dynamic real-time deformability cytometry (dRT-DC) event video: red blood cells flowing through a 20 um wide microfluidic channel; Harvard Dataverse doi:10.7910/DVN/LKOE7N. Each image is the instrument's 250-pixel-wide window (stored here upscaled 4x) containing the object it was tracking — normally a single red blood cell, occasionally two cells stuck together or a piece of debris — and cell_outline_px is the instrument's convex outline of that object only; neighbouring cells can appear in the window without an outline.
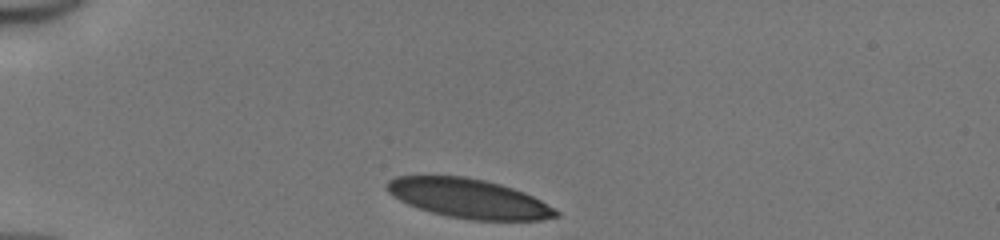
{"species": "human", "species_latin": "Homo sapiens", "temperature_condition": "cold", "stored_images_in_passage": 30, "camera_frame_rate_fps": 3000, "um_per_image_px": 0.085, "donor": {"sex": "male"}, "frame": {"image": 1, "passage_image": 1, "time_ms": 0.0, "image_size_px": [1000, 240], "cell_outline_px": [[560, 216], [540, 220], [472, 220], [448, 216], [432, 212], [408, 204], [400, 200], [388, 192], [384, 188], [384, 184], [388, 180], [396, 176], [464, 176], [484, 180], [500, 184], [524, 192], [540, 200], [560, 212]], "centroid_in_image_um": [39.82, 16.86], "position_along_channel_um": 45.2, "area_um2": 38.55}}
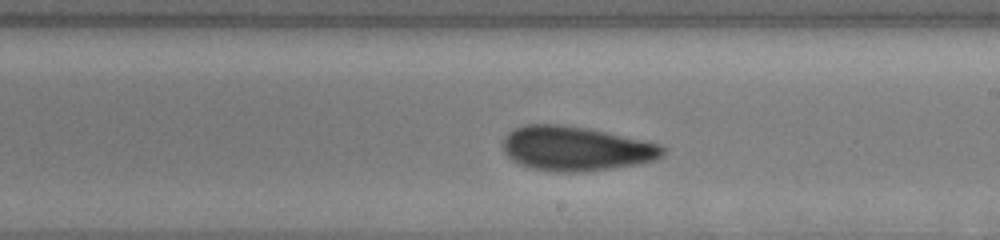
{"frame": {"image": 2, "passage_image": 18, "time_ms": 5.667, "image_size_px": [1000, 240], "cell_outline_px": [[668, 148], [664, 156], [656, 160], [640, 164], [584, 172], [552, 172], [532, 168], [520, 164], [512, 160], [504, 152], [500, 140], [512, 128], [524, 124], [556, 124], [588, 128], [660, 144]], "centroid_in_image_um": [48.94, 12.63], "position_along_channel_um": 240.1, "area_um2": 42.02}}
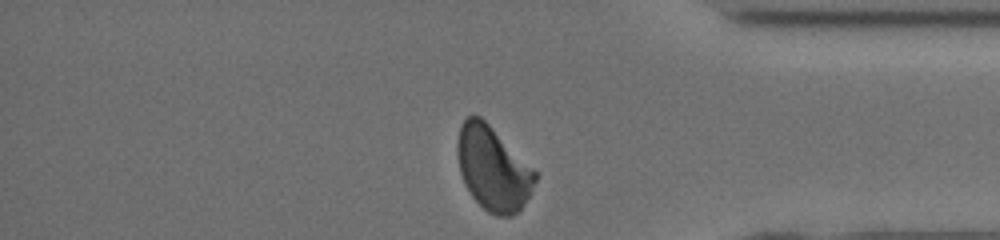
{"frame": {"image": 3, "passage_image": 30, "time_ms": 9.667, "image_size_px": [1000, 240], "cell_outline_px": [[536, 180], [524, 204], [512, 216], [496, 216], [488, 212], [472, 196], [464, 184], [460, 172], [456, 152], [456, 144], [460, 124], [468, 116], [480, 116], [536, 172]], "centroid_in_image_um": [41.85, 14.33], "position_along_channel_um": 393.3, "area_um2": 37.45}, "authors_computed_cell_mechanics": {"area_um2": 40.6045, "velocity_mm_per_s": 4.1412, "shape_relaxation_time_tau1_ms": 3.8562, "shape_relaxation_time_tau2_ms": 1.7677, "deformation_change_tau1": 0.1392, "deformation_change_tau2": 0.078}}